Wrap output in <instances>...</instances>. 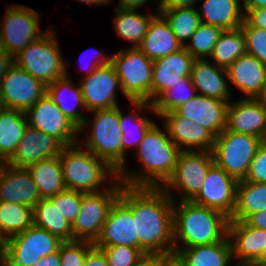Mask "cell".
Returning <instances> with one entry per match:
<instances>
[{"mask_svg": "<svg viewBox=\"0 0 266 266\" xmlns=\"http://www.w3.org/2000/svg\"><path fill=\"white\" fill-rule=\"evenodd\" d=\"M131 103L132 105H134V107L137 108V111L139 110L138 112H136L135 110L134 112H132V114L124 115L123 111L120 108V129L122 130V169L126 166L125 164L126 162L125 155L127 151L126 149L129 147H134L137 150L147 130L155 123L151 121V119H148V117L139 115L143 109L147 108L151 109V111L154 114H156L154 112L152 104L148 102H131ZM128 125H130L131 127H129Z\"/></svg>", "mask_w": 266, "mask_h": 266, "instance_id": "33", "label": "cell"}, {"mask_svg": "<svg viewBox=\"0 0 266 266\" xmlns=\"http://www.w3.org/2000/svg\"><path fill=\"white\" fill-rule=\"evenodd\" d=\"M177 203L174 200V249L209 245L222 241L228 236L230 218L222 212L192 201ZM178 240L181 242L180 245Z\"/></svg>", "mask_w": 266, "mask_h": 266, "instance_id": "3", "label": "cell"}, {"mask_svg": "<svg viewBox=\"0 0 266 266\" xmlns=\"http://www.w3.org/2000/svg\"><path fill=\"white\" fill-rule=\"evenodd\" d=\"M161 118L169 137L181 151H195L192 147H196L197 151H212L215 136L206 128L180 116L176 111L164 113Z\"/></svg>", "mask_w": 266, "mask_h": 266, "instance_id": "19", "label": "cell"}, {"mask_svg": "<svg viewBox=\"0 0 266 266\" xmlns=\"http://www.w3.org/2000/svg\"><path fill=\"white\" fill-rule=\"evenodd\" d=\"M244 180L254 183H266V141L259 145Z\"/></svg>", "mask_w": 266, "mask_h": 266, "instance_id": "46", "label": "cell"}, {"mask_svg": "<svg viewBox=\"0 0 266 266\" xmlns=\"http://www.w3.org/2000/svg\"><path fill=\"white\" fill-rule=\"evenodd\" d=\"M94 246L88 241H64L59 246L60 266H84L87 252Z\"/></svg>", "mask_w": 266, "mask_h": 266, "instance_id": "42", "label": "cell"}, {"mask_svg": "<svg viewBox=\"0 0 266 266\" xmlns=\"http://www.w3.org/2000/svg\"><path fill=\"white\" fill-rule=\"evenodd\" d=\"M193 56L185 49H179L168 56L153 60L151 104L167 89L182 82L191 75Z\"/></svg>", "mask_w": 266, "mask_h": 266, "instance_id": "20", "label": "cell"}, {"mask_svg": "<svg viewBox=\"0 0 266 266\" xmlns=\"http://www.w3.org/2000/svg\"><path fill=\"white\" fill-rule=\"evenodd\" d=\"M246 53V39L241 27L223 30L209 60L215 61L216 66L227 69L237 58Z\"/></svg>", "mask_w": 266, "mask_h": 266, "instance_id": "37", "label": "cell"}, {"mask_svg": "<svg viewBox=\"0 0 266 266\" xmlns=\"http://www.w3.org/2000/svg\"><path fill=\"white\" fill-rule=\"evenodd\" d=\"M232 266H251V264H237V265H232Z\"/></svg>", "mask_w": 266, "mask_h": 266, "instance_id": "61", "label": "cell"}, {"mask_svg": "<svg viewBox=\"0 0 266 266\" xmlns=\"http://www.w3.org/2000/svg\"><path fill=\"white\" fill-rule=\"evenodd\" d=\"M27 124L58 139L64 146L78 143L79 129L64 115L47 93L25 112Z\"/></svg>", "mask_w": 266, "mask_h": 266, "instance_id": "14", "label": "cell"}, {"mask_svg": "<svg viewBox=\"0 0 266 266\" xmlns=\"http://www.w3.org/2000/svg\"><path fill=\"white\" fill-rule=\"evenodd\" d=\"M266 210V183L238 181L236 203L230 220L244 222L250 215Z\"/></svg>", "mask_w": 266, "mask_h": 266, "instance_id": "34", "label": "cell"}, {"mask_svg": "<svg viewBox=\"0 0 266 266\" xmlns=\"http://www.w3.org/2000/svg\"><path fill=\"white\" fill-rule=\"evenodd\" d=\"M158 266H185L177 254H158Z\"/></svg>", "mask_w": 266, "mask_h": 266, "instance_id": "52", "label": "cell"}, {"mask_svg": "<svg viewBox=\"0 0 266 266\" xmlns=\"http://www.w3.org/2000/svg\"><path fill=\"white\" fill-rule=\"evenodd\" d=\"M79 144L80 142L64 146L58 156L66 189L83 193H96L107 189L105 182L111 177L118 179V173Z\"/></svg>", "mask_w": 266, "mask_h": 266, "instance_id": "4", "label": "cell"}, {"mask_svg": "<svg viewBox=\"0 0 266 266\" xmlns=\"http://www.w3.org/2000/svg\"><path fill=\"white\" fill-rule=\"evenodd\" d=\"M228 102L197 94L175 111L217 137L226 128Z\"/></svg>", "mask_w": 266, "mask_h": 266, "instance_id": "23", "label": "cell"}, {"mask_svg": "<svg viewBox=\"0 0 266 266\" xmlns=\"http://www.w3.org/2000/svg\"><path fill=\"white\" fill-rule=\"evenodd\" d=\"M133 266H158V254H144Z\"/></svg>", "mask_w": 266, "mask_h": 266, "instance_id": "56", "label": "cell"}, {"mask_svg": "<svg viewBox=\"0 0 266 266\" xmlns=\"http://www.w3.org/2000/svg\"><path fill=\"white\" fill-rule=\"evenodd\" d=\"M78 1H80V2H83V3H86V4H94V5H96V4H107V3H109V1H111V0H78Z\"/></svg>", "mask_w": 266, "mask_h": 266, "instance_id": "59", "label": "cell"}, {"mask_svg": "<svg viewBox=\"0 0 266 266\" xmlns=\"http://www.w3.org/2000/svg\"><path fill=\"white\" fill-rule=\"evenodd\" d=\"M33 224L49 231L63 242L73 241L72 225L60 215L57 204L49 199H41L33 208Z\"/></svg>", "mask_w": 266, "mask_h": 266, "instance_id": "36", "label": "cell"}, {"mask_svg": "<svg viewBox=\"0 0 266 266\" xmlns=\"http://www.w3.org/2000/svg\"><path fill=\"white\" fill-rule=\"evenodd\" d=\"M71 81L72 80L68 75L67 66H65V76L46 86V93L64 115L79 129V132H81L85 130V128H89V121L85 115L78 112L76 107L79 106L83 110L87 109L83 101L80 85L74 87V84ZM68 98L71 100V104L69 103L70 100Z\"/></svg>", "mask_w": 266, "mask_h": 266, "instance_id": "27", "label": "cell"}, {"mask_svg": "<svg viewBox=\"0 0 266 266\" xmlns=\"http://www.w3.org/2000/svg\"><path fill=\"white\" fill-rule=\"evenodd\" d=\"M27 125L24 112L4 107L0 110V162L14 155Z\"/></svg>", "mask_w": 266, "mask_h": 266, "instance_id": "31", "label": "cell"}, {"mask_svg": "<svg viewBox=\"0 0 266 266\" xmlns=\"http://www.w3.org/2000/svg\"><path fill=\"white\" fill-rule=\"evenodd\" d=\"M163 126L164 131L156 123L147 130L136 150L142 167L136 172L127 171L124 167L118 173V179L123 185L161 188L171 177L181 150Z\"/></svg>", "mask_w": 266, "mask_h": 266, "instance_id": "2", "label": "cell"}, {"mask_svg": "<svg viewBox=\"0 0 266 266\" xmlns=\"http://www.w3.org/2000/svg\"><path fill=\"white\" fill-rule=\"evenodd\" d=\"M251 266H266V265L251 264Z\"/></svg>", "mask_w": 266, "mask_h": 266, "instance_id": "62", "label": "cell"}, {"mask_svg": "<svg viewBox=\"0 0 266 266\" xmlns=\"http://www.w3.org/2000/svg\"><path fill=\"white\" fill-rule=\"evenodd\" d=\"M184 46L173 34L169 23L158 13L150 22L146 35L138 48L151 60H157Z\"/></svg>", "mask_w": 266, "mask_h": 266, "instance_id": "28", "label": "cell"}, {"mask_svg": "<svg viewBox=\"0 0 266 266\" xmlns=\"http://www.w3.org/2000/svg\"><path fill=\"white\" fill-rule=\"evenodd\" d=\"M257 99L266 107V84L263 87L261 95Z\"/></svg>", "mask_w": 266, "mask_h": 266, "instance_id": "60", "label": "cell"}, {"mask_svg": "<svg viewBox=\"0 0 266 266\" xmlns=\"http://www.w3.org/2000/svg\"><path fill=\"white\" fill-rule=\"evenodd\" d=\"M214 164L213 154L209 151H180L174 171L161 187L174 201L171 190H181L178 201H191L204 184L209 168ZM173 188V189H172Z\"/></svg>", "mask_w": 266, "mask_h": 266, "instance_id": "11", "label": "cell"}, {"mask_svg": "<svg viewBox=\"0 0 266 266\" xmlns=\"http://www.w3.org/2000/svg\"><path fill=\"white\" fill-rule=\"evenodd\" d=\"M228 237L232 247V258L239 264H252L266 247V230L254 228L245 222L229 220Z\"/></svg>", "mask_w": 266, "mask_h": 266, "instance_id": "24", "label": "cell"}, {"mask_svg": "<svg viewBox=\"0 0 266 266\" xmlns=\"http://www.w3.org/2000/svg\"><path fill=\"white\" fill-rule=\"evenodd\" d=\"M244 22L248 26L259 27L266 30V7L254 10H245Z\"/></svg>", "mask_w": 266, "mask_h": 266, "instance_id": "47", "label": "cell"}, {"mask_svg": "<svg viewBox=\"0 0 266 266\" xmlns=\"http://www.w3.org/2000/svg\"><path fill=\"white\" fill-rule=\"evenodd\" d=\"M41 199L27 168L0 162V201L18 203L33 209Z\"/></svg>", "mask_w": 266, "mask_h": 266, "instance_id": "17", "label": "cell"}, {"mask_svg": "<svg viewBox=\"0 0 266 266\" xmlns=\"http://www.w3.org/2000/svg\"><path fill=\"white\" fill-rule=\"evenodd\" d=\"M61 258L59 255V249L47 256L42 257L38 262L32 266H60Z\"/></svg>", "mask_w": 266, "mask_h": 266, "instance_id": "53", "label": "cell"}, {"mask_svg": "<svg viewBox=\"0 0 266 266\" xmlns=\"http://www.w3.org/2000/svg\"><path fill=\"white\" fill-rule=\"evenodd\" d=\"M95 246L138 248V237L131 210L118 198L111 206Z\"/></svg>", "mask_w": 266, "mask_h": 266, "instance_id": "21", "label": "cell"}, {"mask_svg": "<svg viewBox=\"0 0 266 266\" xmlns=\"http://www.w3.org/2000/svg\"><path fill=\"white\" fill-rule=\"evenodd\" d=\"M33 225V209L18 203L0 201V236L5 241Z\"/></svg>", "mask_w": 266, "mask_h": 266, "instance_id": "38", "label": "cell"}, {"mask_svg": "<svg viewBox=\"0 0 266 266\" xmlns=\"http://www.w3.org/2000/svg\"><path fill=\"white\" fill-rule=\"evenodd\" d=\"M84 266H108L103 250L94 245L87 252Z\"/></svg>", "mask_w": 266, "mask_h": 266, "instance_id": "48", "label": "cell"}, {"mask_svg": "<svg viewBox=\"0 0 266 266\" xmlns=\"http://www.w3.org/2000/svg\"><path fill=\"white\" fill-rule=\"evenodd\" d=\"M39 39L28 44L13 62L45 86L65 76L66 62L61 56L59 44L52 28Z\"/></svg>", "mask_w": 266, "mask_h": 266, "instance_id": "6", "label": "cell"}, {"mask_svg": "<svg viewBox=\"0 0 266 266\" xmlns=\"http://www.w3.org/2000/svg\"><path fill=\"white\" fill-rule=\"evenodd\" d=\"M228 80L245 94V98L257 99L266 84V65L256 57L244 54L228 68Z\"/></svg>", "mask_w": 266, "mask_h": 266, "instance_id": "25", "label": "cell"}, {"mask_svg": "<svg viewBox=\"0 0 266 266\" xmlns=\"http://www.w3.org/2000/svg\"><path fill=\"white\" fill-rule=\"evenodd\" d=\"M244 222L251 227L266 230V210L250 215Z\"/></svg>", "mask_w": 266, "mask_h": 266, "instance_id": "51", "label": "cell"}, {"mask_svg": "<svg viewBox=\"0 0 266 266\" xmlns=\"http://www.w3.org/2000/svg\"><path fill=\"white\" fill-rule=\"evenodd\" d=\"M134 9L115 8L114 28L119 38L130 42L135 48L141 44L151 20L158 14L142 15Z\"/></svg>", "mask_w": 266, "mask_h": 266, "instance_id": "35", "label": "cell"}, {"mask_svg": "<svg viewBox=\"0 0 266 266\" xmlns=\"http://www.w3.org/2000/svg\"><path fill=\"white\" fill-rule=\"evenodd\" d=\"M222 31L220 27L201 23L184 47L194 59H209Z\"/></svg>", "mask_w": 266, "mask_h": 266, "instance_id": "41", "label": "cell"}, {"mask_svg": "<svg viewBox=\"0 0 266 266\" xmlns=\"http://www.w3.org/2000/svg\"><path fill=\"white\" fill-rule=\"evenodd\" d=\"M266 0H243V10H254L257 8H265Z\"/></svg>", "mask_w": 266, "mask_h": 266, "instance_id": "57", "label": "cell"}, {"mask_svg": "<svg viewBox=\"0 0 266 266\" xmlns=\"http://www.w3.org/2000/svg\"><path fill=\"white\" fill-rule=\"evenodd\" d=\"M111 64L128 101L151 104L153 60L138 47H130L111 54Z\"/></svg>", "mask_w": 266, "mask_h": 266, "instance_id": "7", "label": "cell"}, {"mask_svg": "<svg viewBox=\"0 0 266 266\" xmlns=\"http://www.w3.org/2000/svg\"><path fill=\"white\" fill-rule=\"evenodd\" d=\"M62 242L49 231L33 224L4 241L0 266H32L42 257L57 251Z\"/></svg>", "mask_w": 266, "mask_h": 266, "instance_id": "9", "label": "cell"}, {"mask_svg": "<svg viewBox=\"0 0 266 266\" xmlns=\"http://www.w3.org/2000/svg\"><path fill=\"white\" fill-rule=\"evenodd\" d=\"M148 0H119V5L117 8L120 9H134L137 10L139 7L143 6ZM158 4V13L161 5V0H156Z\"/></svg>", "mask_w": 266, "mask_h": 266, "instance_id": "55", "label": "cell"}, {"mask_svg": "<svg viewBox=\"0 0 266 266\" xmlns=\"http://www.w3.org/2000/svg\"><path fill=\"white\" fill-rule=\"evenodd\" d=\"M159 13L169 23L173 34L183 46L186 44L185 41L190 40L197 27L201 24V19L196 7L159 9Z\"/></svg>", "mask_w": 266, "mask_h": 266, "instance_id": "39", "label": "cell"}, {"mask_svg": "<svg viewBox=\"0 0 266 266\" xmlns=\"http://www.w3.org/2000/svg\"><path fill=\"white\" fill-rule=\"evenodd\" d=\"M48 199L57 204L60 215L73 225L81 208L82 192L66 189Z\"/></svg>", "mask_w": 266, "mask_h": 266, "instance_id": "43", "label": "cell"}, {"mask_svg": "<svg viewBox=\"0 0 266 266\" xmlns=\"http://www.w3.org/2000/svg\"><path fill=\"white\" fill-rule=\"evenodd\" d=\"M252 264L266 265V247L262 251L260 257Z\"/></svg>", "mask_w": 266, "mask_h": 266, "instance_id": "58", "label": "cell"}, {"mask_svg": "<svg viewBox=\"0 0 266 266\" xmlns=\"http://www.w3.org/2000/svg\"><path fill=\"white\" fill-rule=\"evenodd\" d=\"M263 140L259 137L229 131L215 137L212 149L214 163L237 181L245 179L250 163Z\"/></svg>", "mask_w": 266, "mask_h": 266, "instance_id": "8", "label": "cell"}, {"mask_svg": "<svg viewBox=\"0 0 266 266\" xmlns=\"http://www.w3.org/2000/svg\"><path fill=\"white\" fill-rule=\"evenodd\" d=\"M105 253L108 266H133L142 255L138 248L118 246H96Z\"/></svg>", "mask_w": 266, "mask_h": 266, "instance_id": "45", "label": "cell"}, {"mask_svg": "<svg viewBox=\"0 0 266 266\" xmlns=\"http://www.w3.org/2000/svg\"><path fill=\"white\" fill-rule=\"evenodd\" d=\"M119 199L132 212L143 254L174 253V201L162 188L123 185Z\"/></svg>", "mask_w": 266, "mask_h": 266, "instance_id": "1", "label": "cell"}, {"mask_svg": "<svg viewBox=\"0 0 266 266\" xmlns=\"http://www.w3.org/2000/svg\"><path fill=\"white\" fill-rule=\"evenodd\" d=\"M46 86L13 63L5 73L0 86V105L26 112L44 94Z\"/></svg>", "mask_w": 266, "mask_h": 266, "instance_id": "13", "label": "cell"}, {"mask_svg": "<svg viewBox=\"0 0 266 266\" xmlns=\"http://www.w3.org/2000/svg\"><path fill=\"white\" fill-rule=\"evenodd\" d=\"M13 63V57L0 47V86L2 78Z\"/></svg>", "mask_w": 266, "mask_h": 266, "instance_id": "54", "label": "cell"}, {"mask_svg": "<svg viewBox=\"0 0 266 266\" xmlns=\"http://www.w3.org/2000/svg\"><path fill=\"white\" fill-rule=\"evenodd\" d=\"M238 181L215 163L209 168L204 184L192 202L222 212L231 218L236 203Z\"/></svg>", "mask_w": 266, "mask_h": 266, "instance_id": "15", "label": "cell"}, {"mask_svg": "<svg viewBox=\"0 0 266 266\" xmlns=\"http://www.w3.org/2000/svg\"><path fill=\"white\" fill-rule=\"evenodd\" d=\"M80 83L83 101L88 112L118 106L115 90L118 88L122 92V88L111 63L96 68Z\"/></svg>", "mask_w": 266, "mask_h": 266, "instance_id": "16", "label": "cell"}, {"mask_svg": "<svg viewBox=\"0 0 266 266\" xmlns=\"http://www.w3.org/2000/svg\"><path fill=\"white\" fill-rule=\"evenodd\" d=\"M96 193H83L79 214L72 225L73 240L95 243L99 238L109 210L119 198L123 184L119 179Z\"/></svg>", "mask_w": 266, "mask_h": 266, "instance_id": "10", "label": "cell"}, {"mask_svg": "<svg viewBox=\"0 0 266 266\" xmlns=\"http://www.w3.org/2000/svg\"><path fill=\"white\" fill-rule=\"evenodd\" d=\"M63 147L64 145L52 135L27 125L14 155L7 163L27 168L40 160L59 156Z\"/></svg>", "mask_w": 266, "mask_h": 266, "instance_id": "18", "label": "cell"}, {"mask_svg": "<svg viewBox=\"0 0 266 266\" xmlns=\"http://www.w3.org/2000/svg\"><path fill=\"white\" fill-rule=\"evenodd\" d=\"M87 63V62H86ZM111 63V56L107 57L105 55V53L102 52H97L95 54V57L93 59V61H90L89 64H86L87 69H85V71L87 72L86 76L90 75L96 68L104 66V65H108ZM85 64V63H84ZM84 68V67H83Z\"/></svg>", "mask_w": 266, "mask_h": 266, "instance_id": "50", "label": "cell"}, {"mask_svg": "<svg viewBox=\"0 0 266 266\" xmlns=\"http://www.w3.org/2000/svg\"><path fill=\"white\" fill-rule=\"evenodd\" d=\"M190 76L197 94L228 103L231 101L230 89L225 80L228 79L227 69L216 66L208 59H194Z\"/></svg>", "mask_w": 266, "mask_h": 266, "instance_id": "26", "label": "cell"}, {"mask_svg": "<svg viewBox=\"0 0 266 266\" xmlns=\"http://www.w3.org/2000/svg\"><path fill=\"white\" fill-rule=\"evenodd\" d=\"M95 114L83 147L105 161L117 173L122 170V130L120 106L90 111Z\"/></svg>", "mask_w": 266, "mask_h": 266, "instance_id": "5", "label": "cell"}, {"mask_svg": "<svg viewBox=\"0 0 266 266\" xmlns=\"http://www.w3.org/2000/svg\"><path fill=\"white\" fill-rule=\"evenodd\" d=\"M241 29L246 39V52L256 57L266 65V30L259 27L248 26L244 21Z\"/></svg>", "mask_w": 266, "mask_h": 266, "instance_id": "44", "label": "cell"}, {"mask_svg": "<svg viewBox=\"0 0 266 266\" xmlns=\"http://www.w3.org/2000/svg\"><path fill=\"white\" fill-rule=\"evenodd\" d=\"M226 129L261 138L266 137V107L258 99L242 98L229 102Z\"/></svg>", "mask_w": 266, "mask_h": 266, "instance_id": "22", "label": "cell"}, {"mask_svg": "<svg viewBox=\"0 0 266 266\" xmlns=\"http://www.w3.org/2000/svg\"><path fill=\"white\" fill-rule=\"evenodd\" d=\"M42 199H48L66 190L58 156L43 159L27 167Z\"/></svg>", "mask_w": 266, "mask_h": 266, "instance_id": "32", "label": "cell"}, {"mask_svg": "<svg viewBox=\"0 0 266 266\" xmlns=\"http://www.w3.org/2000/svg\"><path fill=\"white\" fill-rule=\"evenodd\" d=\"M239 0H204L198 10L201 23L220 27L223 30L239 28L244 21V11Z\"/></svg>", "mask_w": 266, "mask_h": 266, "instance_id": "30", "label": "cell"}, {"mask_svg": "<svg viewBox=\"0 0 266 266\" xmlns=\"http://www.w3.org/2000/svg\"><path fill=\"white\" fill-rule=\"evenodd\" d=\"M185 266H231L232 247L229 237L224 240L185 249H174Z\"/></svg>", "mask_w": 266, "mask_h": 266, "instance_id": "29", "label": "cell"}, {"mask_svg": "<svg viewBox=\"0 0 266 266\" xmlns=\"http://www.w3.org/2000/svg\"><path fill=\"white\" fill-rule=\"evenodd\" d=\"M39 19V14L32 8L8 6L3 24H0V47L12 57L17 55L46 33L40 30Z\"/></svg>", "mask_w": 266, "mask_h": 266, "instance_id": "12", "label": "cell"}, {"mask_svg": "<svg viewBox=\"0 0 266 266\" xmlns=\"http://www.w3.org/2000/svg\"><path fill=\"white\" fill-rule=\"evenodd\" d=\"M198 0H161L160 9L194 8Z\"/></svg>", "mask_w": 266, "mask_h": 266, "instance_id": "49", "label": "cell"}, {"mask_svg": "<svg viewBox=\"0 0 266 266\" xmlns=\"http://www.w3.org/2000/svg\"><path fill=\"white\" fill-rule=\"evenodd\" d=\"M196 89L191 76L185 77L182 82L174 85L173 89L164 91L153 103L154 112L161 117L164 113L175 111L179 106L195 97Z\"/></svg>", "mask_w": 266, "mask_h": 266, "instance_id": "40", "label": "cell"}]
</instances>
